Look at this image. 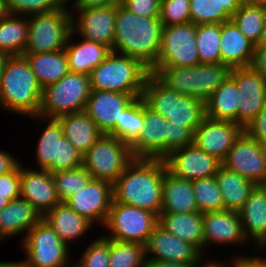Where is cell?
<instances>
[{
  "label": "cell",
  "mask_w": 266,
  "mask_h": 267,
  "mask_svg": "<svg viewBox=\"0 0 266 267\" xmlns=\"http://www.w3.org/2000/svg\"><path fill=\"white\" fill-rule=\"evenodd\" d=\"M166 171L163 159H134L113 184V200L159 217Z\"/></svg>",
  "instance_id": "6da1fadb"
},
{
  "label": "cell",
  "mask_w": 266,
  "mask_h": 267,
  "mask_svg": "<svg viewBox=\"0 0 266 267\" xmlns=\"http://www.w3.org/2000/svg\"><path fill=\"white\" fill-rule=\"evenodd\" d=\"M74 263H72V260H71V264H70V262L66 265V266H64V267H80L78 264H77V262H75V261H73Z\"/></svg>",
  "instance_id": "003e7915"
},
{
  "label": "cell",
  "mask_w": 266,
  "mask_h": 267,
  "mask_svg": "<svg viewBox=\"0 0 266 267\" xmlns=\"http://www.w3.org/2000/svg\"><path fill=\"white\" fill-rule=\"evenodd\" d=\"M0 267H21V262L19 261H1Z\"/></svg>",
  "instance_id": "6125c7cd"
},
{
  "label": "cell",
  "mask_w": 266,
  "mask_h": 267,
  "mask_svg": "<svg viewBox=\"0 0 266 267\" xmlns=\"http://www.w3.org/2000/svg\"><path fill=\"white\" fill-rule=\"evenodd\" d=\"M222 166L246 177L256 185L266 179V155L261 144L245 131L234 142Z\"/></svg>",
  "instance_id": "2e32d148"
},
{
  "label": "cell",
  "mask_w": 266,
  "mask_h": 267,
  "mask_svg": "<svg viewBox=\"0 0 266 267\" xmlns=\"http://www.w3.org/2000/svg\"><path fill=\"white\" fill-rule=\"evenodd\" d=\"M10 57H11L10 54L0 51V79Z\"/></svg>",
  "instance_id": "91938a15"
},
{
  "label": "cell",
  "mask_w": 266,
  "mask_h": 267,
  "mask_svg": "<svg viewBox=\"0 0 266 267\" xmlns=\"http://www.w3.org/2000/svg\"><path fill=\"white\" fill-rule=\"evenodd\" d=\"M42 90L26 58L11 56L0 79V107L13 115L37 116Z\"/></svg>",
  "instance_id": "3957f363"
},
{
  "label": "cell",
  "mask_w": 266,
  "mask_h": 267,
  "mask_svg": "<svg viewBox=\"0 0 266 267\" xmlns=\"http://www.w3.org/2000/svg\"><path fill=\"white\" fill-rule=\"evenodd\" d=\"M90 92L89 75L68 72L61 80L42 90L38 115L44 118H57L84 112Z\"/></svg>",
  "instance_id": "ba28073f"
},
{
  "label": "cell",
  "mask_w": 266,
  "mask_h": 267,
  "mask_svg": "<svg viewBox=\"0 0 266 267\" xmlns=\"http://www.w3.org/2000/svg\"><path fill=\"white\" fill-rule=\"evenodd\" d=\"M258 186L261 188L266 197V179L263 182L259 183Z\"/></svg>",
  "instance_id": "03108f58"
},
{
  "label": "cell",
  "mask_w": 266,
  "mask_h": 267,
  "mask_svg": "<svg viewBox=\"0 0 266 267\" xmlns=\"http://www.w3.org/2000/svg\"><path fill=\"white\" fill-rule=\"evenodd\" d=\"M141 97L152 111L193 133L206 117L204 101L169 89L153 73L148 75Z\"/></svg>",
  "instance_id": "277c9868"
},
{
  "label": "cell",
  "mask_w": 266,
  "mask_h": 267,
  "mask_svg": "<svg viewBox=\"0 0 266 267\" xmlns=\"http://www.w3.org/2000/svg\"><path fill=\"white\" fill-rule=\"evenodd\" d=\"M241 0H190L191 23L211 24L231 21Z\"/></svg>",
  "instance_id": "d590c367"
},
{
  "label": "cell",
  "mask_w": 266,
  "mask_h": 267,
  "mask_svg": "<svg viewBox=\"0 0 266 267\" xmlns=\"http://www.w3.org/2000/svg\"><path fill=\"white\" fill-rule=\"evenodd\" d=\"M192 181L176 177L168 170L164 174L161 213L197 212Z\"/></svg>",
  "instance_id": "f546056e"
},
{
  "label": "cell",
  "mask_w": 266,
  "mask_h": 267,
  "mask_svg": "<svg viewBox=\"0 0 266 267\" xmlns=\"http://www.w3.org/2000/svg\"><path fill=\"white\" fill-rule=\"evenodd\" d=\"M158 222L155 213L113 200L103 225L109 232L102 235L110 240L145 245Z\"/></svg>",
  "instance_id": "8fae6325"
},
{
  "label": "cell",
  "mask_w": 266,
  "mask_h": 267,
  "mask_svg": "<svg viewBox=\"0 0 266 267\" xmlns=\"http://www.w3.org/2000/svg\"><path fill=\"white\" fill-rule=\"evenodd\" d=\"M133 160L128 144L110 134H102L82 156V166L92 179L113 185Z\"/></svg>",
  "instance_id": "30bf717a"
},
{
  "label": "cell",
  "mask_w": 266,
  "mask_h": 267,
  "mask_svg": "<svg viewBox=\"0 0 266 267\" xmlns=\"http://www.w3.org/2000/svg\"><path fill=\"white\" fill-rule=\"evenodd\" d=\"M68 8L74 35L103 44L112 50L117 5L88 9Z\"/></svg>",
  "instance_id": "5bb4252c"
},
{
  "label": "cell",
  "mask_w": 266,
  "mask_h": 267,
  "mask_svg": "<svg viewBox=\"0 0 266 267\" xmlns=\"http://www.w3.org/2000/svg\"><path fill=\"white\" fill-rule=\"evenodd\" d=\"M242 4L266 7V0H241Z\"/></svg>",
  "instance_id": "94428289"
},
{
  "label": "cell",
  "mask_w": 266,
  "mask_h": 267,
  "mask_svg": "<svg viewBox=\"0 0 266 267\" xmlns=\"http://www.w3.org/2000/svg\"><path fill=\"white\" fill-rule=\"evenodd\" d=\"M26 254L21 267H64L70 260V248L41 219L20 242Z\"/></svg>",
  "instance_id": "7c38bea8"
},
{
  "label": "cell",
  "mask_w": 266,
  "mask_h": 267,
  "mask_svg": "<svg viewBox=\"0 0 266 267\" xmlns=\"http://www.w3.org/2000/svg\"><path fill=\"white\" fill-rule=\"evenodd\" d=\"M244 131L260 144L266 141V105Z\"/></svg>",
  "instance_id": "f907efd6"
},
{
  "label": "cell",
  "mask_w": 266,
  "mask_h": 267,
  "mask_svg": "<svg viewBox=\"0 0 266 267\" xmlns=\"http://www.w3.org/2000/svg\"><path fill=\"white\" fill-rule=\"evenodd\" d=\"M0 193H20V164L12 172L0 175Z\"/></svg>",
  "instance_id": "816d5d0a"
},
{
  "label": "cell",
  "mask_w": 266,
  "mask_h": 267,
  "mask_svg": "<svg viewBox=\"0 0 266 267\" xmlns=\"http://www.w3.org/2000/svg\"><path fill=\"white\" fill-rule=\"evenodd\" d=\"M266 249H256L257 255H247V254H234L232 253L231 258L228 257L230 261H226V263L230 267H266V254L263 253V251ZM260 254H258L259 252ZM263 254V256H261ZM259 255V256H258Z\"/></svg>",
  "instance_id": "681fc988"
},
{
  "label": "cell",
  "mask_w": 266,
  "mask_h": 267,
  "mask_svg": "<svg viewBox=\"0 0 266 267\" xmlns=\"http://www.w3.org/2000/svg\"><path fill=\"white\" fill-rule=\"evenodd\" d=\"M215 177L225 210L239 212L256 184L222 165Z\"/></svg>",
  "instance_id": "e575fe53"
},
{
  "label": "cell",
  "mask_w": 266,
  "mask_h": 267,
  "mask_svg": "<svg viewBox=\"0 0 266 267\" xmlns=\"http://www.w3.org/2000/svg\"><path fill=\"white\" fill-rule=\"evenodd\" d=\"M265 19L266 7L245 4L231 17L235 26L255 46L260 42Z\"/></svg>",
  "instance_id": "74e56055"
},
{
  "label": "cell",
  "mask_w": 266,
  "mask_h": 267,
  "mask_svg": "<svg viewBox=\"0 0 266 267\" xmlns=\"http://www.w3.org/2000/svg\"><path fill=\"white\" fill-rule=\"evenodd\" d=\"M203 256L207 246L213 243L217 246L245 247L249 244L242 227L238 212L229 210L210 211L203 213ZM242 245V246H240ZM245 245V246H244Z\"/></svg>",
  "instance_id": "44dd1931"
},
{
  "label": "cell",
  "mask_w": 266,
  "mask_h": 267,
  "mask_svg": "<svg viewBox=\"0 0 266 267\" xmlns=\"http://www.w3.org/2000/svg\"><path fill=\"white\" fill-rule=\"evenodd\" d=\"M261 148H262L263 153L266 155V141L261 143Z\"/></svg>",
  "instance_id": "a7ac6f4b"
},
{
  "label": "cell",
  "mask_w": 266,
  "mask_h": 267,
  "mask_svg": "<svg viewBox=\"0 0 266 267\" xmlns=\"http://www.w3.org/2000/svg\"><path fill=\"white\" fill-rule=\"evenodd\" d=\"M32 120L46 124L41 130L36 144V170H48L50 173L74 169L82 165V154L63 135V129L56 118L31 116ZM45 122V123H44Z\"/></svg>",
  "instance_id": "52a82bcc"
},
{
  "label": "cell",
  "mask_w": 266,
  "mask_h": 267,
  "mask_svg": "<svg viewBox=\"0 0 266 267\" xmlns=\"http://www.w3.org/2000/svg\"><path fill=\"white\" fill-rule=\"evenodd\" d=\"M194 133L187 127L168 121L167 155L193 143Z\"/></svg>",
  "instance_id": "7dc6e473"
},
{
  "label": "cell",
  "mask_w": 266,
  "mask_h": 267,
  "mask_svg": "<svg viewBox=\"0 0 266 267\" xmlns=\"http://www.w3.org/2000/svg\"><path fill=\"white\" fill-rule=\"evenodd\" d=\"M21 163L13 154L0 149V175L12 172Z\"/></svg>",
  "instance_id": "11a10c76"
},
{
  "label": "cell",
  "mask_w": 266,
  "mask_h": 267,
  "mask_svg": "<svg viewBox=\"0 0 266 267\" xmlns=\"http://www.w3.org/2000/svg\"><path fill=\"white\" fill-rule=\"evenodd\" d=\"M192 187L199 212L206 213L225 210L215 175L193 180Z\"/></svg>",
  "instance_id": "7bdbcfd3"
},
{
  "label": "cell",
  "mask_w": 266,
  "mask_h": 267,
  "mask_svg": "<svg viewBox=\"0 0 266 267\" xmlns=\"http://www.w3.org/2000/svg\"><path fill=\"white\" fill-rule=\"evenodd\" d=\"M144 248L146 260L184 264L203 263L205 260V257L194 245L182 241L159 223L148 237Z\"/></svg>",
  "instance_id": "e0dca14e"
},
{
  "label": "cell",
  "mask_w": 266,
  "mask_h": 267,
  "mask_svg": "<svg viewBox=\"0 0 266 267\" xmlns=\"http://www.w3.org/2000/svg\"><path fill=\"white\" fill-rule=\"evenodd\" d=\"M150 69L136 58L111 52L89 74L91 90L142 96Z\"/></svg>",
  "instance_id": "8992f818"
},
{
  "label": "cell",
  "mask_w": 266,
  "mask_h": 267,
  "mask_svg": "<svg viewBox=\"0 0 266 267\" xmlns=\"http://www.w3.org/2000/svg\"><path fill=\"white\" fill-rule=\"evenodd\" d=\"M239 94L236 81L229 76L205 102L206 117L238 124Z\"/></svg>",
  "instance_id": "d6a6232c"
},
{
  "label": "cell",
  "mask_w": 266,
  "mask_h": 267,
  "mask_svg": "<svg viewBox=\"0 0 266 267\" xmlns=\"http://www.w3.org/2000/svg\"><path fill=\"white\" fill-rule=\"evenodd\" d=\"M238 213L247 241H254L255 249H266V197L258 185Z\"/></svg>",
  "instance_id": "4316f807"
},
{
  "label": "cell",
  "mask_w": 266,
  "mask_h": 267,
  "mask_svg": "<svg viewBox=\"0 0 266 267\" xmlns=\"http://www.w3.org/2000/svg\"><path fill=\"white\" fill-rule=\"evenodd\" d=\"M96 237L76 261L80 267H109V239L102 234Z\"/></svg>",
  "instance_id": "f6af8a7d"
},
{
  "label": "cell",
  "mask_w": 266,
  "mask_h": 267,
  "mask_svg": "<svg viewBox=\"0 0 266 267\" xmlns=\"http://www.w3.org/2000/svg\"><path fill=\"white\" fill-rule=\"evenodd\" d=\"M27 37V16L6 14L0 18V51L11 56H22Z\"/></svg>",
  "instance_id": "8d00e7d4"
},
{
  "label": "cell",
  "mask_w": 266,
  "mask_h": 267,
  "mask_svg": "<svg viewBox=\"0 0 266 267\" xmlns=\"http://www.w3.org/2000/svg\"><path fill=\"white\" fill-rule=\"evenodd\" d=\"M202 263H176L169 261L146 260L145 267H200Z\"/></svg>",
  "instance_id": "9f6ffc18"
},
{
  "label": "cell",
  "mask_w": 266,
  "mask_h": 267,
  "mask_svg": "<svg viewBox=\"0 0 266 267\" xmlns=\"http://www.w3.org/2000/svg\"><path fill=\"white\" fill-rule=\"evenodd\" d=\"M20 197V193H0V210L11 200Z\"/></svg>",
  "instance_id": "6f0895ef"
},
{
  "label": "cell",
  "mask_w": 266,
  "mask_h": 267,
  "mask_svg": "<svg viewBox=\"0 0 266 267\" xmlns=\"http://www.w3.org/2000/svg\"><path fill=\"white\" fill-rule=\"evenodd\" d=\"M138 97L141 96L91 90L84 112L95 122L103 134L111 135L119 126L122 111Z\"/></svg>",
  "instance_id": "7402d4cb"
},
{
  "label": "cell",
  "mask_w": 266,
  "mask_h": 267,
  "mask_svg": "<svg viewBox=\"0 0 266 267\" xmlns=\"http://www.w3.org/2000/svg\"><path fill=\"white\" fill-rule=\"evenodd\" d=\"M42 219L56 232L59 238L70 247L87 231L92 229L93 224L86 218L77 214L66 203L60 202L50 211L46 212ZM78 239V240H76Z\"/></svg>",
  "instance_id": "83f0119b"
},
{
  "label": "cell",
  "mask_w": 266,
  "mask_h": 267,
  "mask_svg": "<svg viewBox=\"0 0 266 267\" xmlns=\"http://www.w3.org/2000/svg\"><path fill=\"white\" fill-rule=\"evenodd\" d=\"M143 127V99L138 97L122 111L119 126L111 135L131 146L138 139Z\"/></svg>",
  "instance_id": "ab89813d"
},
{
  "label": "cell",
  "mask_w": 266,
  "mask_h": 267,
  "mask_svg": "<svg viewBox=\"0 0 266 267\" xmlns=\"http://www.w3.org/2000/svg\"><path fill=\"white\" fill-rule=\"evenodd\" d=\"M258 45H266V19L264 22L263 30L260 37V42Z\"/></svg>",
  "instance_id": "be15d7a7"
},
{
  "label": "cell",
  "mask_w": 266,
  "mask_h": 267,
  "mask_svg": "<svg viewBox=\"0 0 266 267\" xmlns=\"http://www.w3.org/2000/svg\"><path fill=\"white\" fill-rule=\"evenodd\" d=\"M144 127L130 146L134 159H164L167 156L168 121L143 100Z\"/></svg>",
  "instance_id": "603a6c76"
},
{
  "label": "cell",
  "mask_w": 266,
  "mask_h": 267,
  "mask_svg": "<svg viewBox=\"0 0 266 267\" xmlns=\"http://www.w3.org/2000/svg\"><path fill=\"white\" fill-rule=\"evenodd\" d=\"M70 3L72 9H88L117 5L120 0H68L66 5L69 6Z\"/></svg>",
  "instance_id": "f5cc1de1"
},
{
  "label": "cell",
  "mask_w": 266,
  "mask_h": 267,
  "mask_svg": "<svg viewBox=\"0 0 266 267\" xmlns=\"http://www.w3.org/2000/svg\"><path fill=\"white\" fill-rule=\"evenodd\" d=\"M74 36V32L71 30L64 48L69 72L89 75L108 57L112 50L103 44L82 37L79 38L80 40L73 41Z\"/></svg>",
  "instance_id": "484cf974"
},
{
  "label": "cell",
  "mask_w": 266,
  "mask_h": 267,
  "mask_svg": "<svg viewBox=\"0 0 266 267\" xmlns=\"http://www.w3.org/2000/svg\"><path fill=\"white\" fill-rule=\"evenodd\" d=\"M143 244L109 239V267H145Z\"/></svg>",
  "instance_id": "60d3db41"
},
{
  "label": "cell",
  "mask_w": 266,
  "mask_h": 267,
  "mask_svg": "<svg viewBox=\"0 0 266 267\" xmlns=\"http://www.w3.org/2000/svg\"><path fill=\"white\" fill-rule=\"evenodd\" d=\"M20 197L27 200L43 216L60 203L55 183L48 170H36L20 163Z\"/></svg>",
  "instance_id": "cb8c5ba5"
},
{
  "label": "cell",
  "mask_w": 266,
  "mask_h": 267,
  "mask_svg": "<svg viewBox=\"0 0 266 267\" xmlns=\"http://www.w3.org/2000/svg\"><path fill=\"white\" fill-rule=\"evenodd\" d=\"M197 25L191 22L163 26L157 63L154 66L190 67L200 64Z\"/></svg>",
  "instance_id": "4fadbf2b"
},
{
  "label": "cell",
  "mask_w": 266,
  "mask_h": 267,
  "mask_svg": "<svg viewBox=\"0 0 266 267\" xmlns=\"http://www.w3.org/2000/svg\"><path fill=\"white\" fill-rule=\"evenodd\" d=\"M160 21L163 26L191 22L190 0H161Z\"/></svg>",
  "instance_id": "bcb514c9"
},
{
  "label": "cell",
  "mask_w": 266,
  "mask_h": 267,
  "mask_svg": "<svg viewBox=\"0 0 266 267\" xmlns=\"http://www.w3.org/2000/svg\"><path fill=\"white\" fill-rule=\"evenodd\" d=\"M225 64L200 63L190 67L153 66V73L169 89L206 102L231 74Z\"/></svg>",
  "instance_id": "5b68a950"
},
{
  "label": "cell",
  "mask_w": 266,
  "mask_h": 267,
  "mask_svg": "<svg viewBox=\"0 0 266 267\" xmlns=\"http://www.w3.org/2000/svg\"><path fill=\"white\" fill-rule=\"evenodd\" d=\"M220 43L222 64L231 69L251 66L255 45L232 21L222 23Z\"/></svg>",
  "instance_id": "f1b7e54d"
},
{
  "label": "cell",
  "mask_w": 266,
  "mask_h": 267,
  "mask_svg": "<svg viewBox=\"0 0 266 267\" xmlns=\"http://www.w3.org/2000/svg\"><path fill=\"white\" fill-rule=\"evenodd\" d=\"M162 27L160 17H140L118 3L112 51L151 69L158 60Z\"/></svg>",
  "instance_id": "7a4b0ae2"
},
{
  "label": "cell",
  "mask_w": 266,
  "mask_h": 267,
  "mask_svg": "<svg viewBox=\"0 0 266 267\" xmlns=\"http://www.w3.org/2000/svg\"><path fill=\"white\" fill-rule=\"evenodd\" d=\"M158 223L182 241L194 245L203 255V213H160Z\"/></svg>",
  "instance_id": "4dcf8cb0"
},
{
  "label": "cell",
  "mask_w": 266,
  "mask_h": 267,
  "mask_svg": "<svg viewBox=\"0 0 266 267\" xmlns=\"http://www.w3.org/2000/svg\"><path fill=\"white\" fill-rule=\"evenodd\" d=\"M42 219L41 214L21 197L11 200L0 210V242L24 236Z\"/></svg>",
  "instance_id": "d4e9b609"
},
{
  "label": "cell",
  "mask_w": 266,
  "mask_h": 267,
  "mask_svg": "<svg viewBox=\"0 0 266 267\" xmlns=\"http://www.w3.org/2000/svg\"><path fill=\"white\" fill-rule=\"evenodd\" d=\"M56 193L60 202H66L71 196L83 190L92 179L88 171L80 167L52 173Z\"/></svg>",
  "instance_id": "b9f144b4"
},
{
  "label": "cell",
  "mask_w": 266,
  "mask_h": 267,
  "mask_svg": "<svg viewBox=\"0 0 266 267\" xmlns=\"http://www.w3.org/2000/svg\"><path fill=\"white\" fill-rule=\"evenodd\" d=\"M163 160L172 175L190 181L214 176L222 165L194 143L170 152Z\"/></svg>",
  "instance_id": "ac0fdd59"
},
{
  "label": "cell",
  "mask_w": 266,
  "mask_h": 267,
  "mask_svg": "<svg viewBox=\"0 0 266 267\" xmlns=\"http://www.w3.org/2000/svg\"><path fill=\"white\" fill-rule=\"evenodd\" d=\"M217 260H218L217 258L215 260L214 259L205 260V262H203L200 267H230L227 263H225V260L224 262Z\"/></svg>",
  "instance_id": "680465c9"
},
{
  "label": "cell",
  "mask_w": 266,
  "mask_h": 267,
  "mask_svg": "<svg viewBox=\"0 0 266 267\" xmlns=\"http://www.w3.org/2000/svg\"><path fill=\"white\" fill-rule=\"evenodd\" d=\"M6 12L12 15L29 16L56 11L65 3L62 0H5Z\"/></svg>",
  "instance_id": "ee69618b"
},
{
  "label": "cell",
  "mask_w": 266,
  "mask_h": 267,
  "mask_svg": "<svg viewBox=\"0 0 266 267\" xmlns=\"http://www.w3.org/2000/svg\"><path fill=\"white\" fill-rule=\"evenodd\" d=\"M221 28L222 24H198L196 29L197 50L200 63H221Z\"/></svg>",
  "instance_id": "f35d334b"
},
{
  "label": "cell",
  "mask_w": 266,
  "mask_h": 267,
  "mask_svg": "<svg viewBox=\"0 0 266 267\" xmlns=\"http://www.w3.org/2000/svg\"><path fill=\"white\" fill-rule=\"evenodd\" d=\"M251 67L266 78V45H256Z\"/></svg>",
  "instance_id": "db71d44e"
},
{
  "label": "cell",
  "mask_w": 266,
  "mask_h": 267,
  "mask_svg": "<svg viewBox=\"0 0 266 267\" xmlns=\"http://www.w3.org/2000/svg\"><path fill=\"white\" fill-rule=\"evenodd\" d=\"M28 37L24 54L63 50L72 30L66 4L56 11L27 16Z\"/></svg>",
  "instance_id": "9c48e42d"
},
{
  "label": "cell",
  "mask_w": 266,
  "mask_h": 267,
  "mask_svg": "<svg viewBox=\"0 0 266 267\" xmlns=\"http://www.w3.org/2000/svg\"><path fill=\"white\" fill-rule=\"evenodd\" d=\"M6 14V1L0 0V18L4 17Z\"/></svg>",
  "instance_id": "e7e4bbea"
},
{
  "label": "cell",
  "mask_w": 266,
  "mask_h": 267,
  "mask_svg": "<svg viewBox=\"0 0 266 267\" xmlns=\"http://www.w3.org/2000/svg\"><path fill=\"white\" fill-rule=\"evenodd\" d=\"M230 76L239 94L238 125L245 129L266 105V78L251 66L233 68Z\"/></svg>",
  "instance_id": "9a60e30c"
},
{
  "label": "cell",
  "mask_w": 266,
  "mask_h": 267,
  "mask_svg": "<svg viewBox=\"0 0 266 267\" xmlns=\"http://www.w3.org/2000/svg\"><path fill=\"white\" fill-rule=\"evenodd\" d=\"M113 201V185L91 179L83 190L71 196L65 203L93 225H104Z\"/></svg>",
  "instance_id": "ffe728a7"
},
{
  "label": "cell",
  "mask_w": 266,
  "mask_h": 267,
  "mask_svg": "<svg viewBox=\"0 0 266 267\" xmlns=\"http://www.w3.org/2000/svg\"><path fill=\"white\" fill-rule=\"evenodd\" d=\"M66 137L75 149L84 155L103 134L95 122L85 113H72L56 118Z\"/></svg>",
  "instance_id": "1f68e13d"
},
{
  "label": "cell",
  "mask_w": 266,
  "mask_h": 267,
  "mask_svg": "<svg viewBox=\"0 0 266 267\" xmlns=\"http://www.w3.org/2000/svg\"><path fill=\"white\" fill-rule=\"evenodd\" d=\"M120 4L140 17H160L161 0H120Z\"/></svg>",
  "instance_id": "c3c4849f"
},
{
  "label": "cell",
  "mask_w": 266,
  "mask_h": 267,
  "mask_svg": "<svg viewBox=\"0 0 266 267\" xmlns=\"http://www.w3.org/2000/svg\"><path fill=\"white\" fill-rule=\"evenodd\" d=\"M243 131L235 122L205 117L194 131L193 143L222 163Z\"/></svg>",
  "instance_id": "d6986e66"
},
{
  "label": "cell",
  "mask_w": 266,
  "mask_h": 267,
  "mask_svg": "<svg viewBox=\"0 0 266 267\" xmlns=\"http://www.w3.org/2000/svg\"><path fill=\"white\" fill-rule=\"evenodd\" d=\"M42 89L61 80L68 72L65 50L55 52L23 54Z\"/></svg>",
  "instance_id": "836d02e7"
}]
</instances>
